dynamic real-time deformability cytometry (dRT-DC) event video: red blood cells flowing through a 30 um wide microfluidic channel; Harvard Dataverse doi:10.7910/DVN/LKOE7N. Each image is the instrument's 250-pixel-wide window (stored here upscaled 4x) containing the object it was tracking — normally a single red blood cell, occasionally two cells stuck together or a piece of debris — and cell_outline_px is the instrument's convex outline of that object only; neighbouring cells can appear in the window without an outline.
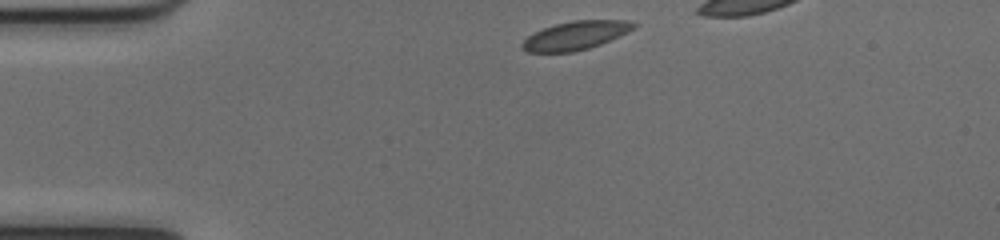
{"species": "common noctule bat (a hibernating species)", "species_latin": "Nyctalus noctula", "temperature_condition": "cold", "stored_images_in_passage": 32, "camera_frame_rate_fps": 3000, "um_per_image_px": 0.085, "animal": {"sex": "female", "body_mass_g": 17.0, "forearm_length_mm": 48.0}, "frame": {"image": 1, "passage_image": 1, "time_ms": 0.0, "image_size_px": [1000, 240], "cell_outline_px": [[636, 24], [632, 28], [600, 44], [588, 48], [572, 52], [528, 52], [520, 48], [520, 44], [528, 36], [544, 28], [556, 24], [572, 20], [628, 20]], "centroid_in_image_um": [48.84, 3.02], "position_along_channel_um": 36.2, "area_um2": 18.09}}
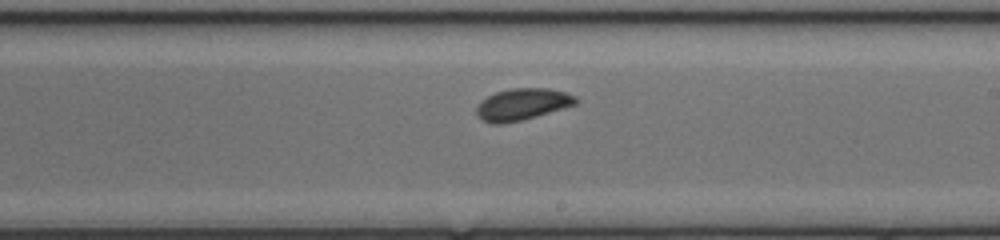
{"frame": {"image": 2, "passage_image": 20, "time_ms": 6.333, "image_size_px": [1000, 240], "cell_outline_px": [[580, 100], [576, 104], [564, 108], [536, 116], [520, 120], [500, 124], [492, 124], [480, 120], [476, 112], [476, 108], [488, 96], [496, 92], [512, 88], [548, 88], [564, 92], [576, 96]], "centroid_in_image_um": [44.41, 8.87], "position_along_channel_um": 244.6, "area_um2": 18.21}}
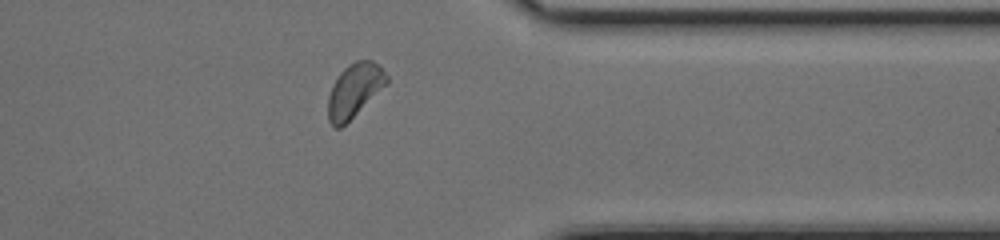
{"frame": {"image": 3, "passage_image": 31, "time_ms": 10.0, "image_size_px": [1000, 240], "cell_outline_px": [[388, 84], [340, 128], [332, 128], [328, 120], [328, 96], [332, 84], [340, 72], [348, 64], [356, 60], [372, 60], [388, 76]], "centroid_in_image_um": [30.1, 7.69], "position_along_channel_um": 381.3, "area_um2": 18.32}}